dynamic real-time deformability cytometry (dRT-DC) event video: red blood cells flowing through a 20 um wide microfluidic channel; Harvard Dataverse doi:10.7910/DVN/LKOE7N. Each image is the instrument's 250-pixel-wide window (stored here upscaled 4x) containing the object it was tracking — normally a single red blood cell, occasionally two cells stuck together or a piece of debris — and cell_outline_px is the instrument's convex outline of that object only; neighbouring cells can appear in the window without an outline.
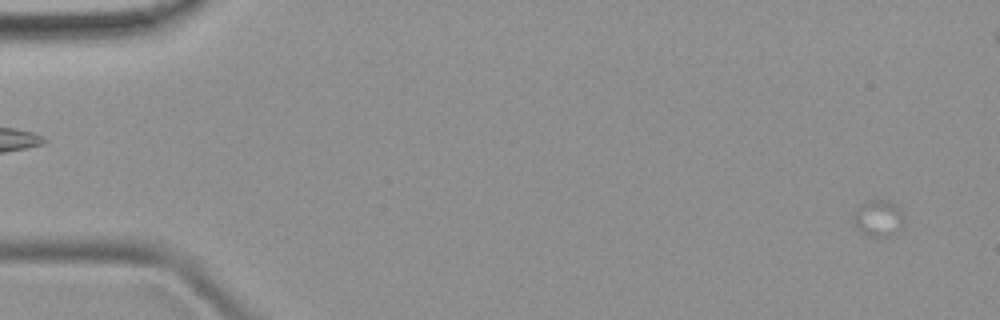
{"species": "common noctule bat (a hibernating species)", "species_latin": "Nyctalus noctula", "temperature_condition": "room temperature", "stored_images_in_passage": 5, "camera_frame_rate_fps": 3000, "um_per_image_px": 0.085, "animal": {"sex": "female", "body_mass_g": 19.9}, "frame": {"image": 1, "passage_image": 5, "time_ms": 4.667, "image_size_px": [1000, 320], "cell_outline_px": [[904, 216], [900, 228], [888, 236], [872, 236], [864, 232], [856, 224], [856, 208], [860, 204], [868, 200], [888, 200], [896, 204]], "centroid_in_image_um": [74.71, 18.49], "position_along_channel_um": 10.3, "area_um2": 10.17}}